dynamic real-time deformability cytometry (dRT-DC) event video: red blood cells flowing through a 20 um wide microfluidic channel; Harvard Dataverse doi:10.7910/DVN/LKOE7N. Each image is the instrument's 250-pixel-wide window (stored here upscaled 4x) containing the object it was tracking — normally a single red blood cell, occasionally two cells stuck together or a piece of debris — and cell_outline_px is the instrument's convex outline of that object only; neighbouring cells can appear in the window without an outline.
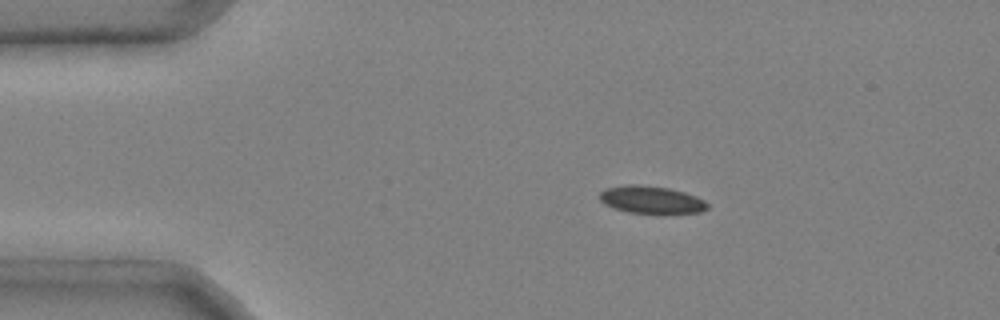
{"species": "common noctule bat (a hibernating species)", "species_latin": "Nyctalus noctula", "temperature_condition": "cold", "stored_images_in_passage": 40, "camera_frame_rate_fps": 3000, "um_per_image_px": 0.085, "animal": {"sex": "male", "body_mass_g": 20.4}, "frame": {"image": 1, "passage_image": 1, "time_ms": 0.0, "image_size_px": [1000, 320], "cell_outline_px": [[708, 208], [700, 212], [628, 212], [612, 208], [604, 204], [600, 200], [600, 192], [604, 188], [624, 184], [640, 184], [668, 188], [684, 192], [696, 196], [704, 200], [708, 204]], "centroid_in_image_um": [55.3, 16.95], "position_along_channel_um": 29.7, "area_um2": 17.11}}
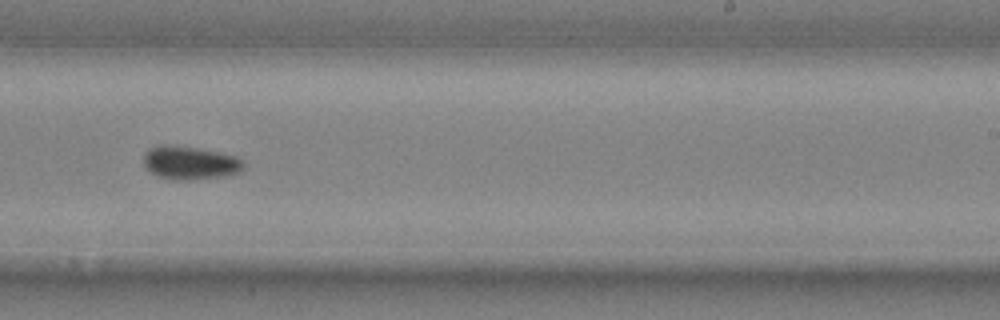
{"frame": {"image": 2, "passage_image": 23, "time_ms": 7.333, "image_size_px": [1000, 320], "cell_outline_px": [[244, 168], [240, 172], [228, 176], [188, 180], [172, 180], [156, 176], [144, 164], [144, 152], [148, 148], [160, 144], [164, 144], [196, 148], [220, 152], [236, 156], [244, 160]], "centroid_in_image_um": [16.17, 13.84], "position_along_channel_um": 272.8, "area_um2": 19.71}}
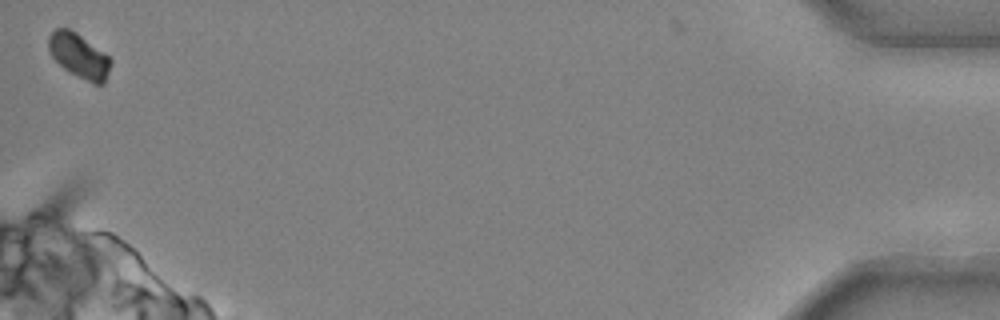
{"frame": {"image": 3, "passage_image": 40, "time_ms": 13.0, "image_size_px": [1000, 320], "cell_outline_px": [[112, 60], [104, 84], [96, 84], [64, 68], [52, 56], [48, 48], [48, 36], [56, 28], [68, 28], [76, 32], [104, 52]], "centroid_in_image_um": [6.72, 4.7], "position_along_channel_um": 428.5, "area_um2": 15.72}, "authors_computed_cell_mechanics": {"area_um2": 18.207, "velocity_mm_per_s": 3.9793, "shape_relaxation_time_tau1_ms": 4.9181, "shape_relaxation_time_tau2_ms": null, "deformation_change_tau1": 0.123, "deformation_change_tau2": null}}